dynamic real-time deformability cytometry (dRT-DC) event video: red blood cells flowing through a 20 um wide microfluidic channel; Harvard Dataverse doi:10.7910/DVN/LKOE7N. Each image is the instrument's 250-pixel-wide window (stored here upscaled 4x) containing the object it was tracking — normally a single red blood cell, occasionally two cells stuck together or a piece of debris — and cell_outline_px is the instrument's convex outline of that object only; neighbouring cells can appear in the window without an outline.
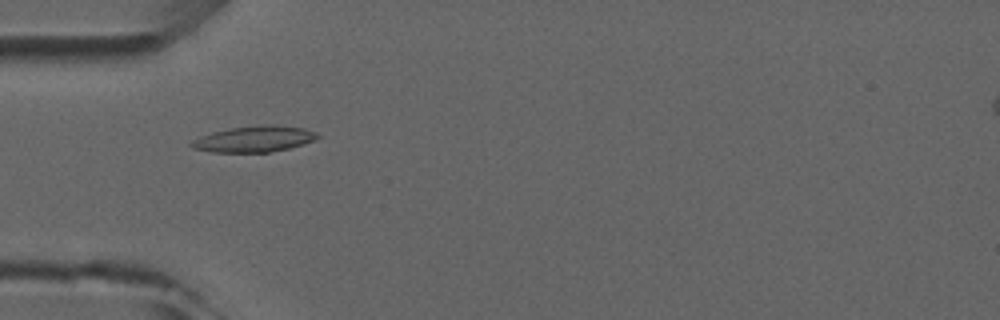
{"species": "common noctule bat (a hibernating species)", "species_latin": "Nyctalus noctula", "temperature_condition": "room temperature", "stored_images_in_passage": 6, "camera_frame_rate_fps": 3000, "um_per_image_px": 0.085, "animal": {"sex": "male", "forearm_length_mm": 52.5}, "frame": {"image": 1, "passage_image": 4, "time_ms": 3.333, "image_size_px": [1000, 320], "cell_outline_px": [[320, 136], [316, 140], [304, 144], [288, 148], [268, 152], [212, 152], [192, 148], [188, 144], [192, 140], [200, 136], [212, 132], [232, 128], [264, 124], [276, 124], [304, 128], [316, 132]], "centroid_in_image_um": [21.62, 11.81], "position_along_channel_um": 63.4, "area_um2": 19.25}}
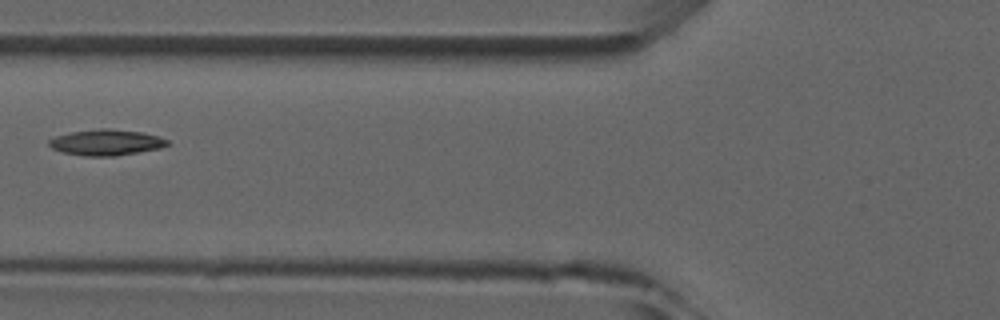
{"frame": {"image": 2, "passage_image": 5, "time_ms": 4.667, "image_size_px": [1000, 320], "cell_outline_px": [[168, 144], [160, 148], [116, 156], [84, 156], [60, 152], [52, 148], [48, 144], [48, 140], [56, 136], [72, 132], [100, 128], [108, 128], [140, 132], [156, 136], [168, 140]], "centroid_in_image_um": [8.98, 12.11], "position_along_channel_um": 116.8, "area_um2": 17.74}}
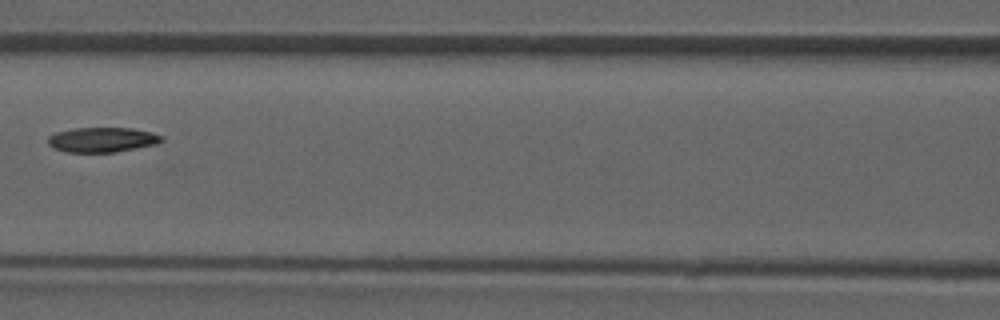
{"frame": {"image": 3, "passage_image": 6, "time_ms": 5.667, "image_size_px": [1000, 320], "cell_outline_px": [[164, 140], [156, 144], [116, 152], [64, 152], [52, 148], [48, 144], [48, 136], [56, 132], [72, 128], [132, 128], [152, 132], [164, 136]], "centroid_in_image_um": [8.68, 11.87], "position_along_channel_um": 157.9, "area_um2": 16.65}}